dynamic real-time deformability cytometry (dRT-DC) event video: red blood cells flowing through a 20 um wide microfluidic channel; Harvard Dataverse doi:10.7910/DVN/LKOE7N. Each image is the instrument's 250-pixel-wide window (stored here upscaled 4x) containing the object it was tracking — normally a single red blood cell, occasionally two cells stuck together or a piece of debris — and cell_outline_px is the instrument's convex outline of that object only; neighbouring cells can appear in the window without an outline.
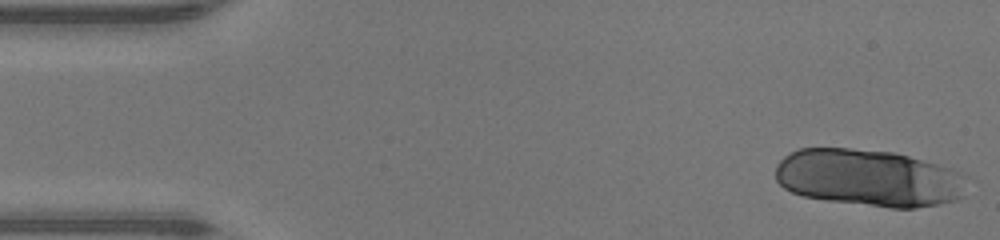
{"species": "human", "species_latin": "Homo sapiens", "temperature_condition": "warm", "stored_images_in_passage": 45, "camera_frame_rate_fps": 3000, "um_per_image_px": 0.085, "donor": {"sex": "male"}, "frame": {"image": 1, "passage_image": 1, "time_ms": 0.0, "image_size_px": [1000, 240], "cell_outline_px": [[960, 196], [956, 200], [940, 204], [916, 208], [892, 208], [828, 200], [804, 196], [792, 192], [784, 188], [776, 180], [776, 164], [784, 156], [800, 148], [848, 148], [892, 152], [908, 156], [936, 164], [948, 168], [956, 172]], "centroid_in_image_um": [73.69, 15.11], "position_along_channel_um": 11.3, "area_um2": 62.42}}
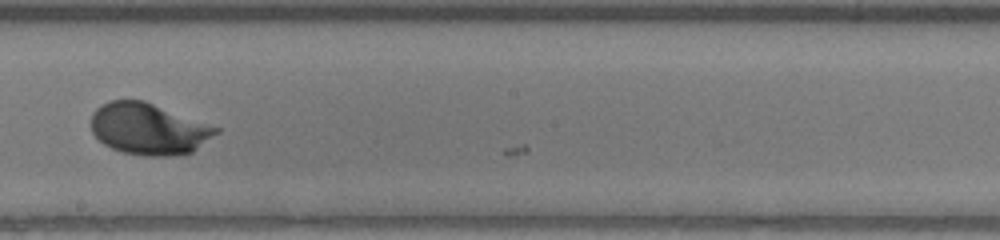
{"frame": {"image": 2, "passage_image": 26, "time_ms": 8.333, "image_size_px": [1000, 240], "cell_outline_px": [[220, 132], [192, 152], [168, 156], [148, 156], [124, 152], [112, 148], [104, 144], [92, 132], [92, 112], [96, 108], [108, 100], [144, 100], [220, 128]], "centroid_in_image_um": [12.64, 10.95], "position_along_channel_um": 235.6, "area_um2": 37.28}}
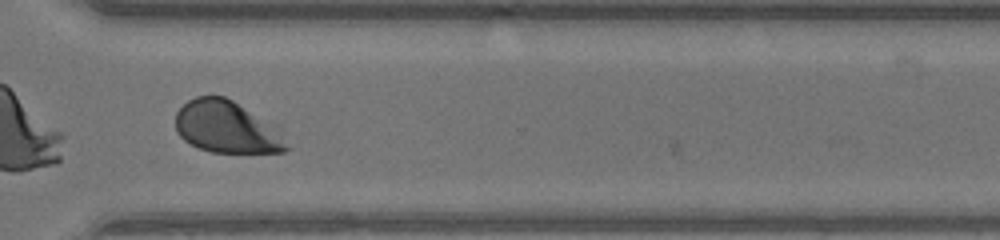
{"frame": {"image": 3, "passage_image": 34, "time_ms": 11.0, "image_size_px": [1000, 240], "cell_outline_px": [[292, 148], [284, 152], [212, 152], [200, 148], [184, 140], [176, 132], [176, 112], [188, 100], [196, 96], [224, 96], [232, 100]], "centroid_in_image_um": [19.07, 10.83], "position_along_channel_um": 351.5, "area_um2": 31.56}, "authors_computed_cell_mechanics": {"area_um2": 36.703, "velocity_mm_per_s": 4.3538, "shape_relaxation_time_tau1_ms": 2.1959, "shape_relaxation_time_tau2_ms": null, "deformation_change_tau1": 0.1647, "deformation_change_tau2": null}}